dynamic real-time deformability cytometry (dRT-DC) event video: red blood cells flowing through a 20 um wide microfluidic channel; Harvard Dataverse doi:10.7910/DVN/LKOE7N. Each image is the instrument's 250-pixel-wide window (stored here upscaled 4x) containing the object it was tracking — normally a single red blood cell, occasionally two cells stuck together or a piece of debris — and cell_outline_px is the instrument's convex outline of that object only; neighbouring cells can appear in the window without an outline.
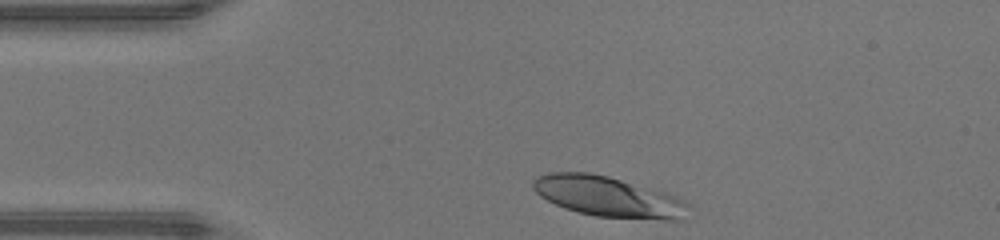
{"species": "human", "species_latin": "Homo sapiens", "temperature_condition": "warm", "stored_images_in_passage": 30, "camera_frame_rate_fps": 3000, "um_per_image_px": 0.085, "donor": {"sex": "male"}, "frame": {"image": 1, "passage_image": 1, "time_ms": 0.0, "image_size_px": [1000, 240], "cell_outline_px": [[688, 204], [684, 220], [664, 220], [596, 216], [564, 208], [540, 196], [532, 188], [532, 180], [536, 176], [548, 172], [588, 172], [608, 176], [668, 192], [684, 200]], "centroid_in_image_um": [51.7, 16.7], "position_along_channel_um": 33.3, "area_um2": 36.82}}
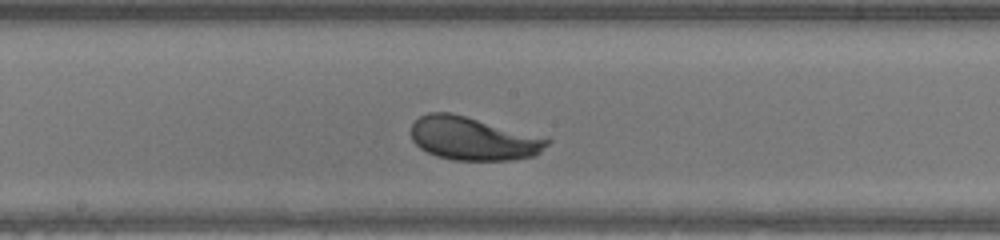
{"frame": {"image": 2, "passage_image": 16, "time_ms": 5.0, "image_size_px": [1000, 240], "cell_outline_px": [[552, 140], [536, 156], [512, 160], [452, 160], [436, 156], [420, 148], [412, 140], [412, 124], [420, 116], [428, 112], [448, 112], [548, 136]], "centroid_in_image_um": [40.29, 11.78], "position_along_channel_um": 207.9, "area_um2": 34.74}}
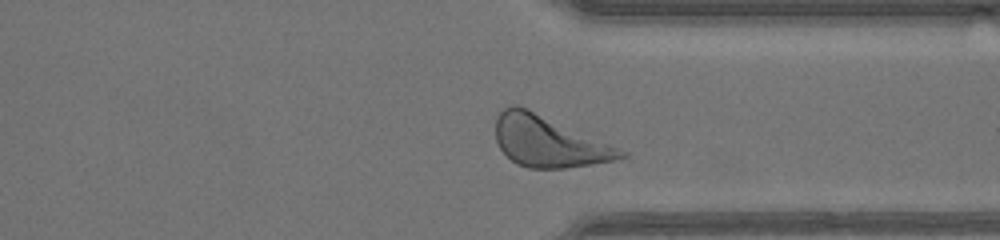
{"frame": {"image": 3, "passage_image": 27, "time_ms": 8.667, "image_size_px": [1000, 240], "cell_outline_px": [[628, 156], [612, 160], [564, 168], [528, 168], [516, 164], [500, 148], [496, 140], [496, 116], [504, 108], [512, 104], [516, 104], [528, 108], [620, 148], [628, 152]], "centroid_in_image_um": [46.61, 12.01], "position_along_channel_um": 364.8, "area_um2": 36.88}, "authors_computed_cell_mechanics": {"area_um2": 34.7089, "velocity_mm_per_s": 4.3062, "shape_relaxation_time_tau1_ms": 1.8139, "shape_relaxation_time_tau2_ms": null, "deformation_change_tau1": 0.1308, "deformation_change_tau2": null}}